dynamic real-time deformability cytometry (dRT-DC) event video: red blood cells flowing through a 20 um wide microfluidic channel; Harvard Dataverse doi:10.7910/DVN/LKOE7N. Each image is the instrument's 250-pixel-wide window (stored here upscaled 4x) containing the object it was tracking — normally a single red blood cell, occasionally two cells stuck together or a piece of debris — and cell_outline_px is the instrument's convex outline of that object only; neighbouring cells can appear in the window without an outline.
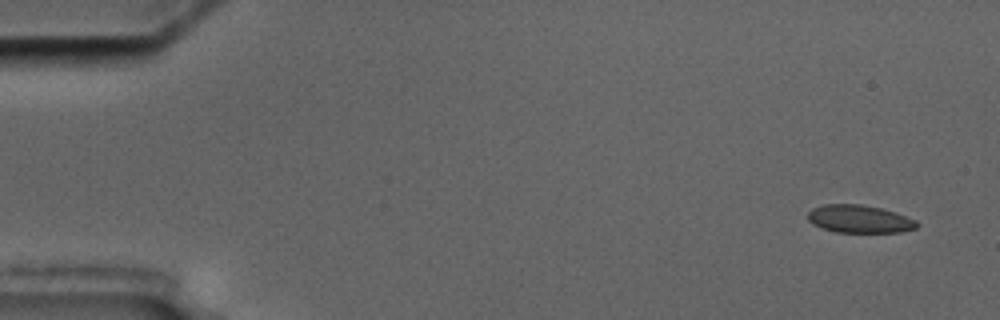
{"species": "common noctule bat (a hibernating species)", "species_latin": "Nyctalus noctula", "temperature_condition": "cold", "stored_images_in_passage": 5, "camera_frame_rate_fps": 3000, "um_per_image_px": 0.085, "animal": {"sex": "male", "body_mass_g": 17.5, "forearm_length_mm": 52.3}, "frame": {"image": 1, "passage_image": 1, "time_ms": 0.0, "image_size_px": [1000, 320], "cell_outline_px": [[920, 224], [916, 228], [900, 232], [836, 232], [812, 224], [808, 220], [808, 212], [812, 208], [824, 204], [860, 204], [880, 208], [896, 212], [916, 220]], "centroid_in_image_um": [73.06, 18.61], "position_along_channel_um": 11.9, "area_um2": 17.69}}